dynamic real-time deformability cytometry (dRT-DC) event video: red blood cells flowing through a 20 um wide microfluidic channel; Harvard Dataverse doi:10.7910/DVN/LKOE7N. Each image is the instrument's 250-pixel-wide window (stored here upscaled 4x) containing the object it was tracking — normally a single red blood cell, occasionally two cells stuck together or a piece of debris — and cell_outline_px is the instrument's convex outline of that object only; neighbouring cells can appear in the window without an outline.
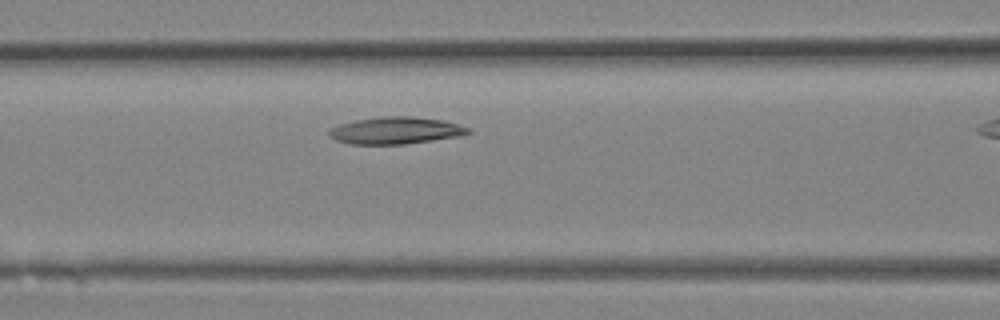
{"species": "Egyptian fruit bat (a non-hibernating species)", "species_latin": "Rousettus aegyptiacus", "temperature_condition": "room temperature", "stored_images_in_passage": 12, "camera_frame_rate_fps": 3000, "um_per_image_px": 0.085, "animal": {"sex": "female"}, "frame": {"image": 1, "passage_image": 6, "time_ms": 1.667, "image_size_px": [1000, 320], "cell_outline_px": [[472, 132], [456, 136], [432, 140], [404, 144], [352, 144], [336, 140], [328, 136], [328, 128], [340, 124], [356, 120], [380, 116], [412, 116], [444, 120], [468, 128]], "centroid_in_image_um": [33.57, 11.08], "position_along_channel_um": 133.0, "area_um2": 21.79}}
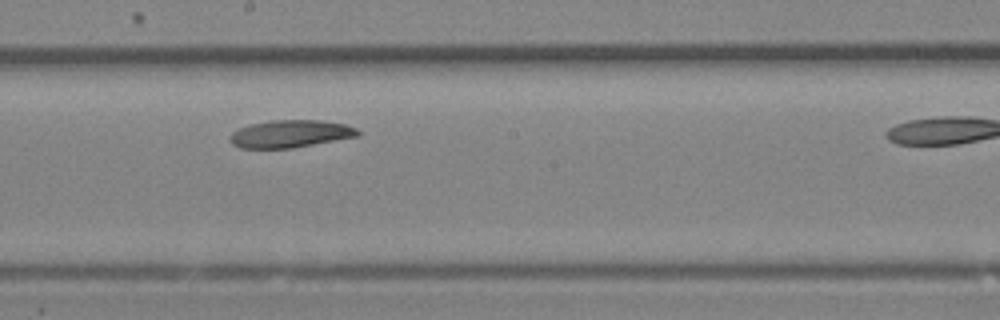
{"frame": {"image": 2, "passage_image": 10, "time_ms": 3.0, "image_size_px": [1000, 320], "cell_outline_px": [[360, 136], [292, 148], [240, 148], [232, 144], [228, 140], [232, 132], [240, 128], [252, 124], [272, 120], [320, 120], [344, 124], [356, 128], [360, 132]], "centroid_in_image_um": [24.68, 11.38], "position_along_channel_um": 223.5, "area_um2": 20.46}}